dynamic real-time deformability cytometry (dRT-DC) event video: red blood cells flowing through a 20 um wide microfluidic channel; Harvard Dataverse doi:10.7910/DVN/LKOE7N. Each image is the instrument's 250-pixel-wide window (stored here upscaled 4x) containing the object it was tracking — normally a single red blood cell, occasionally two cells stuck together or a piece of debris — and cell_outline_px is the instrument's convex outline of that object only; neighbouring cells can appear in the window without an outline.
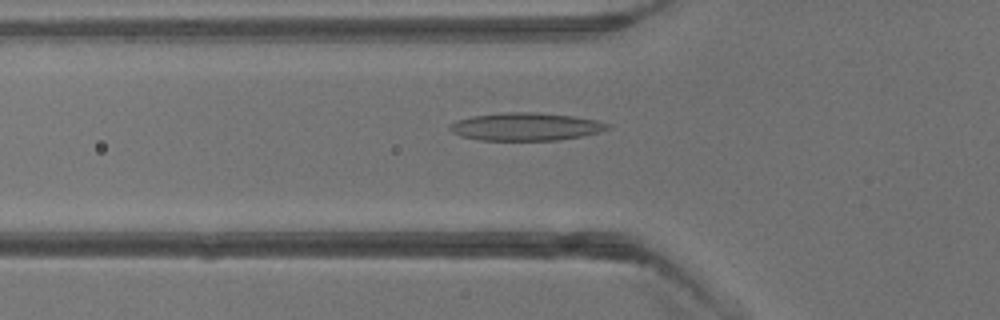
{"species": "common noctule bat (a hibernating species)", "species_latin": "Nyctalus noctula", "temperature_condition": "warm", "stored_images_in_passage": 5, "camera_frame_rate_fps": 3000, "um_per_image_px": 0.085, "animal": {"sex": "male", "body_mass_g": 13.3}, "frame": {"image": 1, "passage_image": 5, "time_ms": 5.667, "image_size_px": [1000, 320], "cell_outline_px": [[612, 128], [600, 132], [584, 136], [560, 140], [480, 140], [460, 136], [452, 132], [448, 128], [448, 124], [456, 120], [472, 116], [504, 112], [536, 112], [572, 116], [596, 120], [612, 124]], "centroid_in_image_um": [44.71, 10.77], "position_along_channel_um": 81.1, "area_um2": 25.89}}